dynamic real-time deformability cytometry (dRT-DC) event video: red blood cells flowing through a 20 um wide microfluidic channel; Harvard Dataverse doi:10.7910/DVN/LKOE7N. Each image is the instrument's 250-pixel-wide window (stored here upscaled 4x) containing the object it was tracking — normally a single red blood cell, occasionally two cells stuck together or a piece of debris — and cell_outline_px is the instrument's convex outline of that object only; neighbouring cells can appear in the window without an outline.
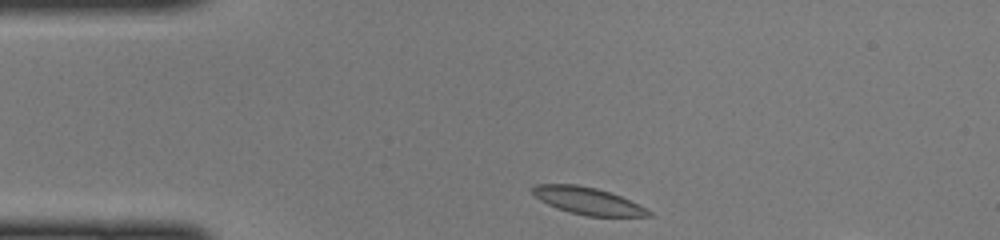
{"species": "common noctule bat (a hibernating species)", "species_latin": "Nyctalus noctula", "temperature_condition": "cold", "stored_images_in_passage": 40, "camera_frame_rate_fps": 3000, "um_per_image_px": 0.085, "animal": {"sex": "female", "body_mass_g": 22.0, "forearm_length_mm": 56.7}, "frame": {"image": 1, "passage_image": 1, "time_ms": 0.0, "image_size_px": [1000, 240], "cell_outline_px": [[652, 216], [588, 216], [568, 212], [556, 208], [540, 200], [532, 192], [532, 188], [536, 184], [576, 184], [596, 188], [620, 196], [652, 212]], "centroid_in_image_um": [49.92, 17.07], "position_along_channel_um": 35.1, "area_um2": 18.03}}
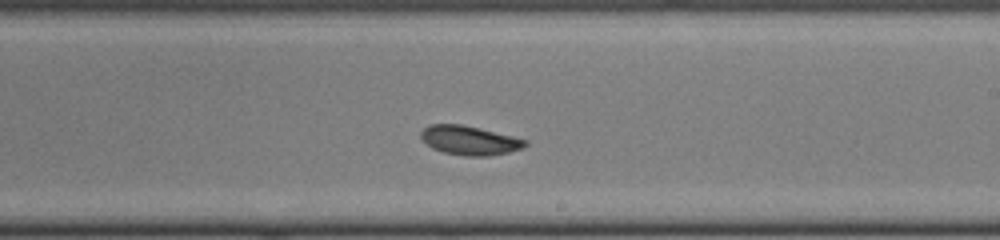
{"frame": {"image": 2, "passage_image": 19, "time_ms": 6.0, "image_size_px": [1000, 240], "cell_outline_px": [[528, 144], [524, 148], [508, 152], [488, 156], [464, 156], [444, 152], [432, 148], [420, 136], [420, 132], [428, 124], [460, 124], [480, 128], [528, 140]], "centroid_in_image_um": [39.92, 11.93], "position_along_channel_um": 249.1, "area_um2": 17.69}}
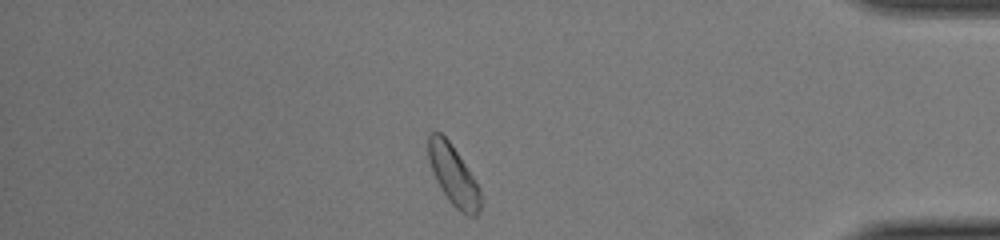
{"frame": {"image": 3, "passage_image": 32, "time_ms": 10.333, "image_size_px": [1000, 240], "cell_outline_px": [[480, 212], [476, 216], [468, 216], [460, 212], [448, 200], [440, 188], [432, 172], [428, 160], [428, 136], [432, 132], [440, 132], [448, 140], [476, 180], [480, 188]], "centroid_in_image_um": [38.53, 14.93], "position_along_channel_um": 396.7, "area_um2": 18.26}}